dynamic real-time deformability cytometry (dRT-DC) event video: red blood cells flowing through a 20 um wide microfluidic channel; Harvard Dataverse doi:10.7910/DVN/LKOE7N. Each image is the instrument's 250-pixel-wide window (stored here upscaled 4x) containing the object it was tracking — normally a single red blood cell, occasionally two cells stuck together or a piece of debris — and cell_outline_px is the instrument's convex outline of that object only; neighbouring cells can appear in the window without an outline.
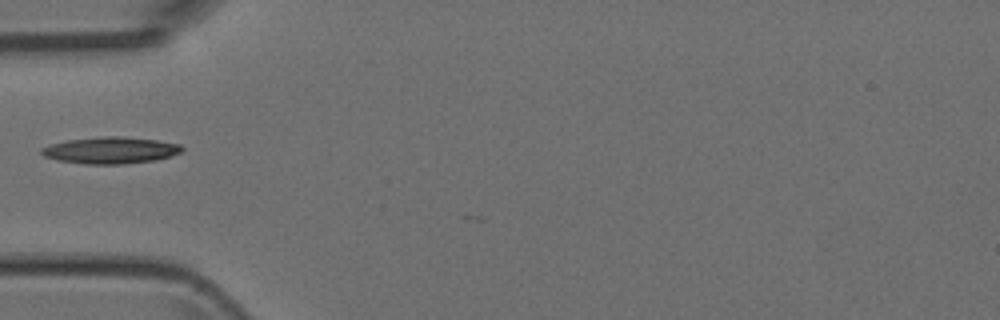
{"species": "Egyptian fruit bat (a non-hibernating species)", "species_latin": "Rousettus aegyptiacus", "temperature_condition": "room temperature", "stored_images_in_passage": 23, "camera_frame_rate_fps": 3000, "um_per_image_px": 0.085, "animal": {"sex": "female"}, "frame": {"image": 1, "passage_image": 1, "time_ms": 0.0, "image_size_px": [1000, 320], "cell_outline_px": [[184, 148], [180, 152], [156, 160], [120, 164], [84, 164], [56, 160], [44, 156], [40, 152], [40, 148], [52, 144], [68, 140], [104, 136], [124, 136], [156, 140], [180, 144]], "centroid_in_image_um": [9.37, 12.77], "position_along_channel_um": 75.6, "area_um2": 21.73}}
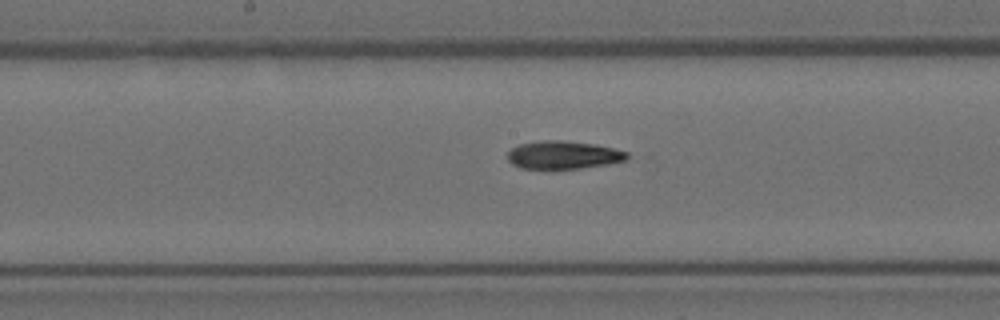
{"frame": {"image": 2, "passage_image": 10, "time_ms": 3.0, "image_size_px": [1000, 320], "cell_outline_px": [[628, 160], [608, 164], [580, 168], [548, 172], [520, 168], [512, 164], [508, 160], [508, 152], [512, 148], [520, 144], [540, 140], [564, 140], [596, 144], [628, 152]], "centroid_in_image_um": [47.85, 13.21], "position_along_channel_um": 200.4, "area_um2": 20.35}}
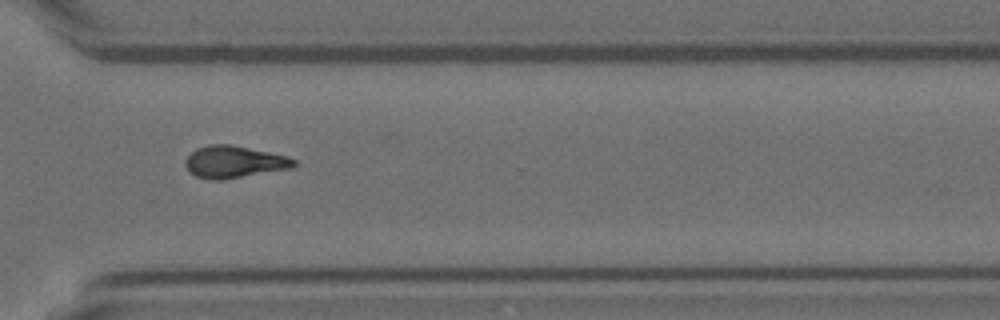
{"frame": {"image": 3, "passage_image": 21, "time_ms": 6.667, "image_size_px": [1000, 320], "cell_outline_px": [[296, 164], [292, 168], [220, 180], [212, 180], [196, 176], [184, 164], [184, 160], [196, 148], [208, 144], [228, 144], [288, 156], [296, 160]], "centroid_in_image_um": [19.89, 13.75], "position_along_channel_um": 350.7, "area_um2": 20.06}}